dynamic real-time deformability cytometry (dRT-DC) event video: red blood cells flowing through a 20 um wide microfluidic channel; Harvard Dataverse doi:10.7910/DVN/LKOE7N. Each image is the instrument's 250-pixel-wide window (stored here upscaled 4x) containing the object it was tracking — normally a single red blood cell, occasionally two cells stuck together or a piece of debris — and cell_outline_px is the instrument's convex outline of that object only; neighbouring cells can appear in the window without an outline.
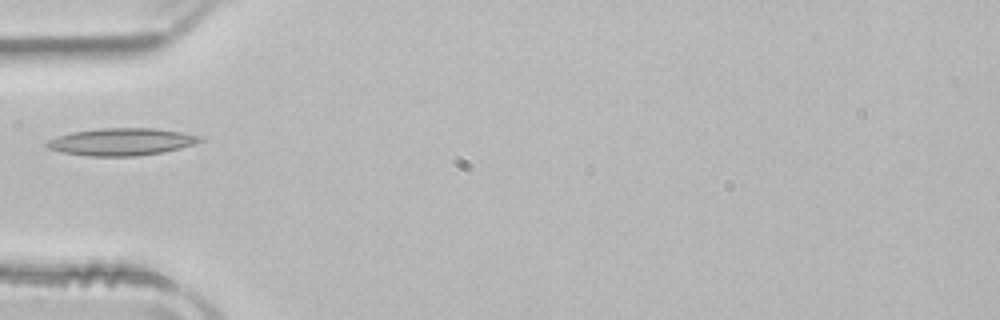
{"species": "common noctule bat (a hibernating species)", "species_latin": "Nyctalus noctula", "temperature_condition": "room temperature", "stored_images_in_passage": 28, "camera_frame_rate_fps": 3000, "um_per_image_px": 0.085, "animal": {"sex": "male", "body_mass_g": 21.5, "forearm_length_mm": 52.0}, "frame": {"image": 1, "passage_image": 1, "time_ms": 0.0, "image_size_px": [1000, 320], "cell_outline_px": [[204, 140], [196, 144], [180, 148], [160, 152], [136, 156], [88, 156], [64, 152], [48, 148], [44, 144], [48, 140], [72, 132], [100, 128], [156, 128], [180, 132], [200, 136]], "centroid_in_image_um": [10.35, 12.05], "position_along_channel_um": 74.7, "area_um2": 24.16}}
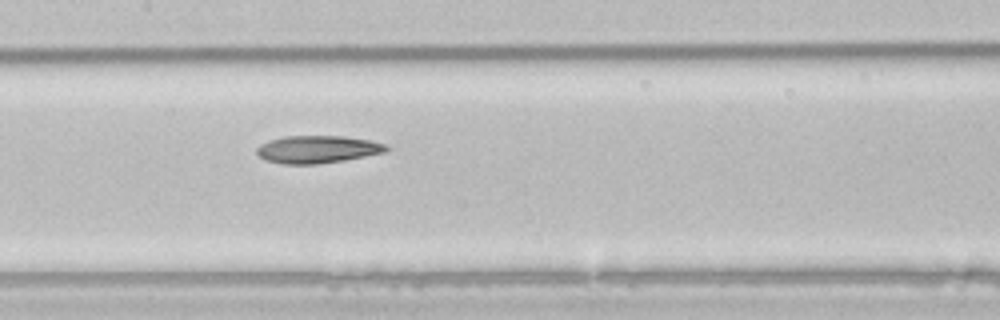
{"frame": {"image": 2, "passage_image": 9, "time_ms": 2.667, "image_size_px": [1000, 320], "cell_outline_px": [[388, 148], [384, 152], [344, 160], [320, 164], [284, 164], [264, 160], [256, 152], [256, 148], [260, 144], [268, 140], [284, 136], [344, 136], [368, 140], [384, 144]], "centroid_in_image_um": [26.91, 12.69], "position_along_channel_um": 180.5, "area_um2": 20.69}}
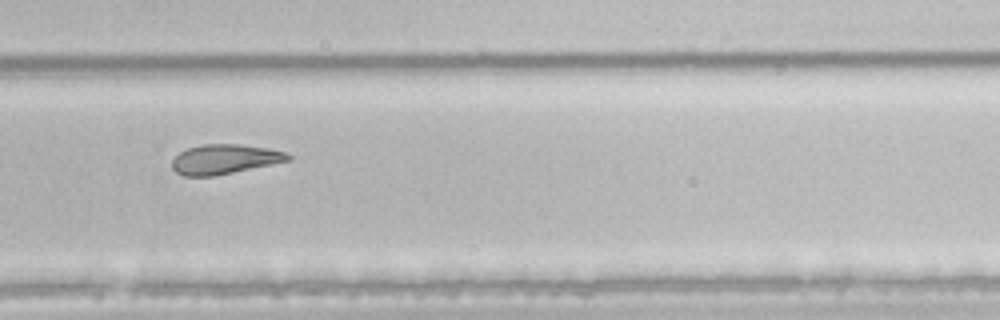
{"frame": {"image": 3, "passage_image": 19, "time_ms": 6.0, "image_size_px": [1000, 320], "cell_outline_px": [[292, 160], [212, 176], [184, 176], [176, 172], [172, 168], [172, 160], [180, 152], [188, 148], [200, 144], [240, 144], [268, 148], [284, 152], [292, 156]], "centroid_in_image_um": [19.08, 13.52], "position_along_channel_um": 310.7, "area_um2": 19.94}}